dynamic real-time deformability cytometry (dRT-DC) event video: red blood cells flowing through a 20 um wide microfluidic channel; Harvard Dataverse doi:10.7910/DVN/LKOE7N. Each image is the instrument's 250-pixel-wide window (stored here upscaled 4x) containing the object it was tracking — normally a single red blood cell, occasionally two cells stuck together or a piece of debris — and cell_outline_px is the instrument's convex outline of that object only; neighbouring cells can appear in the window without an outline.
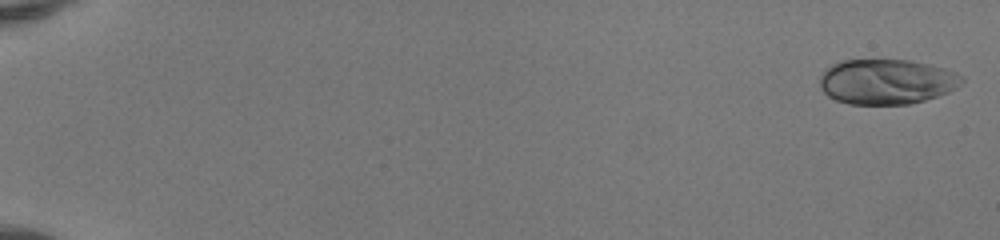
{"species": "human", "species_latin": "Homo sapiens", "temperature_condition": "room temperature", "stored_images_in_passage": 51, "camera_frame_rate_fps": 3000, "um_per_image_px": 0.085, "donor": {"sex": "female"}, "frame": {"image": 1, "passage_image": 1, "time_ms": 0.0, "image_size_px": [1000, 240], "cell_outline_px": [[964, 80], [956, 88], [948, 92], [924, 100], [908, 104], [848, 104], [836, 100], [828, 96], [820, 88], [820, 76], [832, 64], [844, 60], [912, 60], [944, 68], [956, 72], [964, 76]], "centroid_in_image_um": [75.37, 6.94], "position_along_channel_um": 9.6, "area_um2": 37.34}}
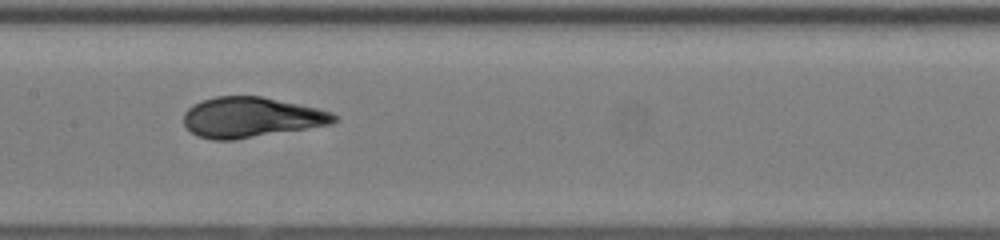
{"frame": {"image": 2, "passage_image": 28, "time_ms": 9.0, "image_size_px": [1000, 240], "cell_outline_px": [[336, 120], [332, 124], [236, 140], [212, 140], [196, 136], [184, 124], [184, 112], [192, 104], [216, 96], [260, 96], [316, 108], [332, 112], [336, 116]], "centroid_in_image_um": [21.31, 9.98], "position_along_channel_um": 186.1, "area_um2": 35.2}}
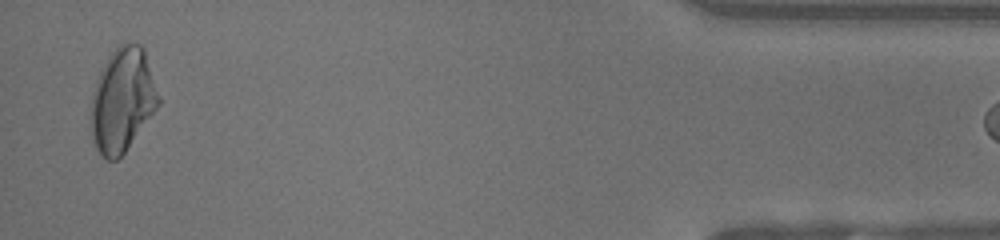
{"frame": {"image": 3, "passage_image": 50, "time_ms": 16.333, "image_size_px": [1000, 240], "cell_outline_px": [[160, 104], [124, 152], [116, 160], [108, 160], [96, 148], [92, 140], [92, 96], [96, 80], [108, 56], [124, 40], [140, 44], [144, 48], [160, 96]], "centroid_in_image_um": [10.43, 8.45], "position_along_channel_um": 424.8, "area_um2": 40.58}}